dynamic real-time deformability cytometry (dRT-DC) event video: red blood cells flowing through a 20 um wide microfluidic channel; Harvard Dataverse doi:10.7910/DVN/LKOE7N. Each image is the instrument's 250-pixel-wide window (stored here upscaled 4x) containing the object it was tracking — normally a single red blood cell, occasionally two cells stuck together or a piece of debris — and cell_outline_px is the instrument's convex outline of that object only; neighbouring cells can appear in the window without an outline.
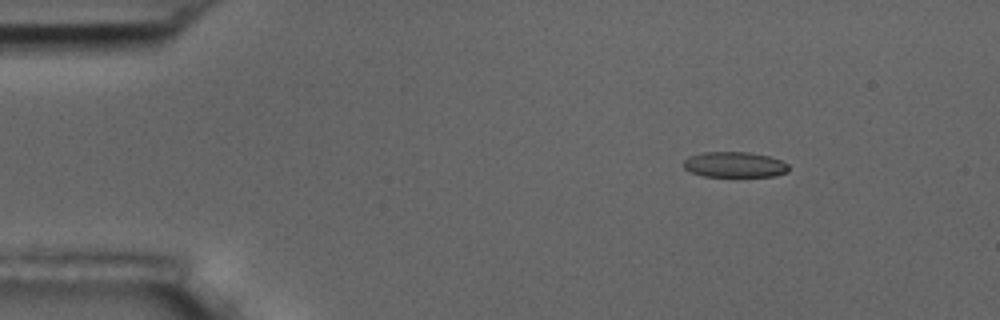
{"species": "common noctule bat (a hibernating species)", "species_latin": "Nyctalus noctula", "temperature_condition": "room temperature", "stored_images_in_passage": 4, "camera_frame_rate_fps": 3000, "um_per_image_px": 0.085, "animal": {"sex": "male", "body_mass_g": 17.5, "forearm_length_mm": 52.3}, "frame": {"image": 1, "passage_image": 2, "time_ms": 1.0, "image_size_px": [1000, 320], "cell_outline_px": [[788, 172], [776, 176], [704, 176], [692, 172], [684, 168], [684, 160], [688, 156], [704, 152], [748, 152], [768, 156], [780, 160], [788, 164]], "centroid_in_image_um": [62.44, 13.99], "position_along_channel_um": 22.6, "area_um2": 15.55}}